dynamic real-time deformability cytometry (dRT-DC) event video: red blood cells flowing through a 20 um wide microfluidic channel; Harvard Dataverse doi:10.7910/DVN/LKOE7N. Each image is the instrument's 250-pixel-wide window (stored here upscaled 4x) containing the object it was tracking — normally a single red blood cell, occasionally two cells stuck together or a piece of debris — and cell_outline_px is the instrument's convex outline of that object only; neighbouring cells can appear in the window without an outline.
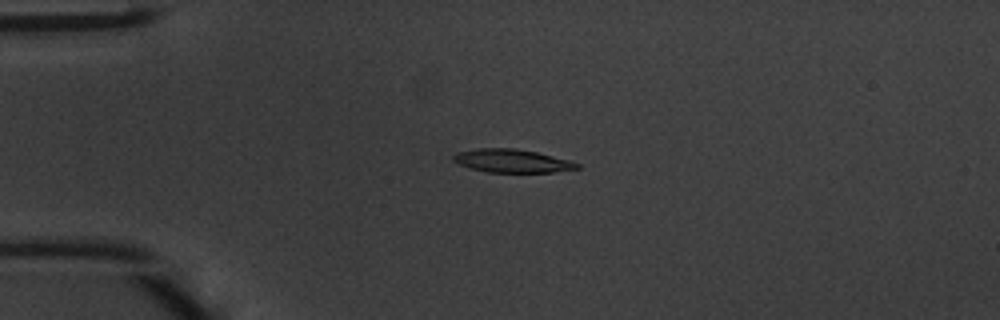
{"species": "common noctule bat (a hibernating species)", "species_latin": "Nyctalus noctula", "temperature_condition": "warm", "stored_images_in_passage": 37, "camera_frame_rate_fps": 3000, "um_per_image_px": 0.085, "animal": {"sex": "male", "body_mass_g": 20.1, "forearm_length_mm": 53.5}, "frame": {"image": 1, "passage_image": 1, "time_ms": 0.0, "image_size_px": [1000, 320], "cell_outline_px": [[580, 168], [552, 172], [488, 172], [468, 168], [456, 164], [452, 160], [452, 156], [456, 152], [476, 148], [516, 148], [536, 152], [568, 160], [580, 164]], "centroid_in_image_um": [43.44, 13.67], "position_along_channel_um": 41.6, "area_um2": 16.88}}
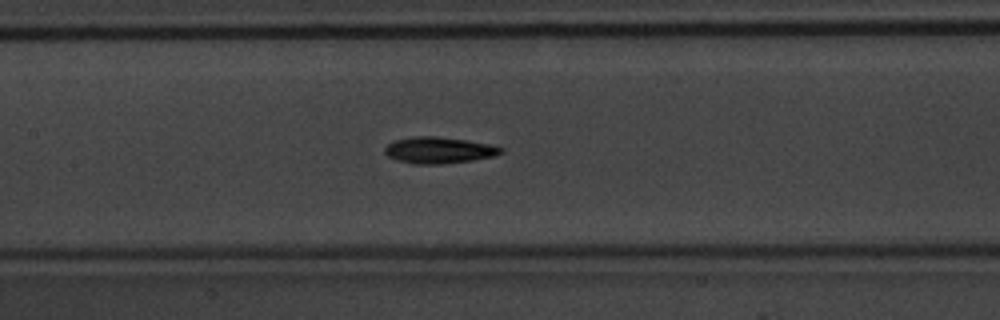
{"frame": {"image": 2, "passage_image": 12, "time_ms": 3.667, "image_size_px": [1000, 320], "cell_outline_px": [[504, 152], [492, 156], [472, 160], [440, 164], [412, 164], [396, 160], [388, 156], [384, 152], [384, 148], [392, 140], [412, 136], [436, 136], [464, 140], [488, 144], [504, 148]], "centroid_in_image_um": [37.24, 12.76], "position_along_channel_um": 170.2, "area_um2": 17.86}}
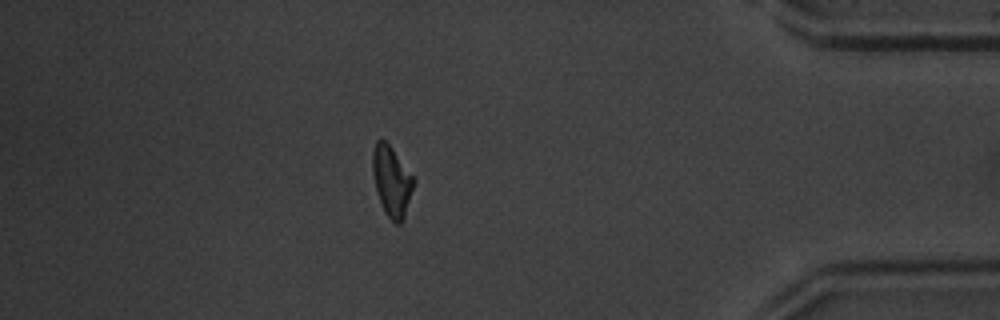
{"frame": {"image": 3, "passage_image": 31, "time_ms": 10.0, "image_size_px": [1000, 320], "cell_outline_px": [[412, 188], [404, 216], [400, 224], [396, 224], [384, 212], [376, 188], [372, 172], [372, 152], [376, 140], [384, 140], [392, 148], [412, 176]], "centroid_in_image_um": [33.24, 15.38], "position_along_channel_um": 402.0, "area_um2": 16.13}, "authors_computed_cell_mechanics": {"area_um2": 16.8198, "velocity_mm_per_s": 4.2528, "shape_relaxation_time_tau1_ms": 2.5092, "shape_relaxation_time_tau2_ms": 2.3873, "deformation_change_tau1": 0.1476, "deformation_change_tau2": 0.1089}}